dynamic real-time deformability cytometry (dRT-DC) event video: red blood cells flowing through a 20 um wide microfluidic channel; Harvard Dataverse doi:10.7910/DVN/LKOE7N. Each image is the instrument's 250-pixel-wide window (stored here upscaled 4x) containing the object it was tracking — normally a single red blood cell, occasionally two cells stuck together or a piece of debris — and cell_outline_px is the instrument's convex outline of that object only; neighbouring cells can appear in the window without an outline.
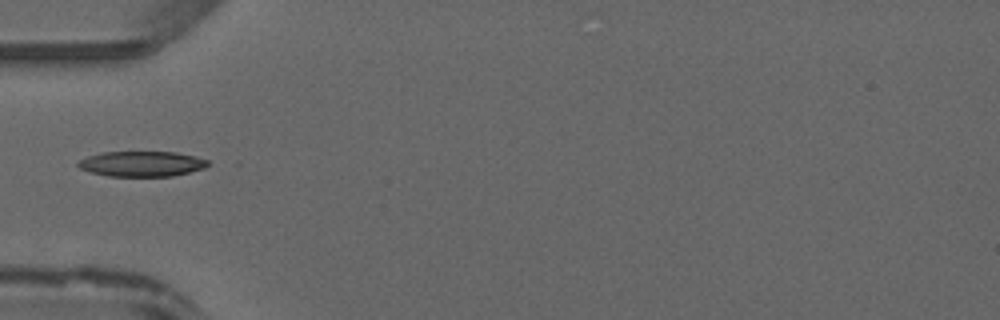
{"species": "common noctule bat (a hibernating species)", "species_latin": "Nyctalus noctula", "temperature_condition": "warm", "stored_images_in_passage": 6, "camera_frame_rate_fps": 3000, "um_per_image_px": 0.085, "animal": {"sex": "male", "forearm_length_mm": 52.5}, "frame": {"image": 1, "passage_image": 1, "time_ms": 0.0, "image_size_px": [1000, 320], "cell_outline_px": [[208, 164], [204, 168], [172, 176], [108, 176], [92, 172], [80, 168], [76, 164], [80, 160], [88, 156], [104, 152], [176, 152], [196, 156], [208, 160]], "centroid_in_image_um": [12.06, 13.92], "position_along_channel_um": 72.9, "area_um2": 18.96}}